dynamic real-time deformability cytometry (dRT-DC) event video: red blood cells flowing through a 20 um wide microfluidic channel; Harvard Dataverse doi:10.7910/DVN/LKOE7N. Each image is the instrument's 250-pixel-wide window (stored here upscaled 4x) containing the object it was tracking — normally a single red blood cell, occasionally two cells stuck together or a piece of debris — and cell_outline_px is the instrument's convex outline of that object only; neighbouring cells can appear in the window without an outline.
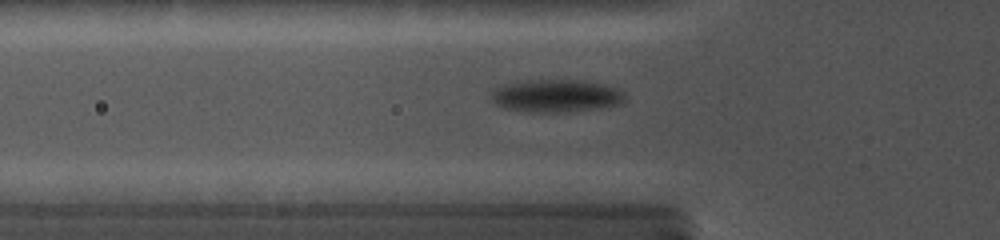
{"species": "common noctule bat (a hibernating species)", "species_latin": "Nyctalus noctula", "temperature_condition": "cold", "stored_images_in_passage": 10, "camera_frame_rate_fps": 5000, "um_per_image_px": 0.085, "animal": {"sex": "female", "body_mass_g": 19.0, "forearm_length_mm": 56.7}, "frame": {"image": 1, "passage_image": 9, "time_ms": 5.6, "image_size_px": [1000, 240], "cell_outline_px": [[624, 100], [620, 104], [564, 112], [520, 112], [504, 108], [496, 104], [492, 100], [492, 92], [496, 88], [508, 84], [528, 80], [580, 80], [600, 84], [612, 88], [620, 92], [624, 96]], "centroid_in_image_um": [47.18, 8.16], "position_along_channel_um": 78.6, "area_um2": 24.85}}